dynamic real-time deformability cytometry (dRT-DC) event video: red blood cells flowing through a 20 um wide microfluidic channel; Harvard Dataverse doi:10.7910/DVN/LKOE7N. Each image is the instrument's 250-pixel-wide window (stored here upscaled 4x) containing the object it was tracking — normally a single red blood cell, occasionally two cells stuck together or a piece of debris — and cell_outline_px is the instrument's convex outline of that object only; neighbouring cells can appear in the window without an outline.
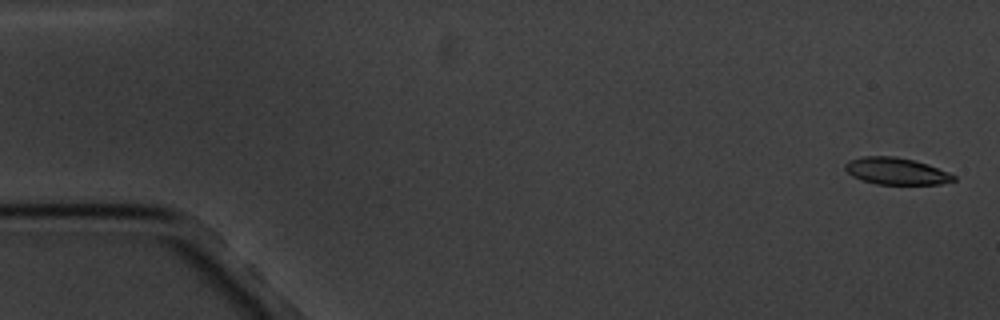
{"species": "common noctule bat (a hibernating species)", "species_latin": "Nyctalus noctula", "temperature_condition": "cold", "stored_images_in_passage": 5, "camera_frame_rate_fps": 3000, "um_per_image_px": 0.085, "animal": {"sex": "male", "body_mass_g": 20.1, "forearm_length_mm": 53.5}, "frame": {"image": 1, "passage_image": 1, "time_ms": 0.0, "image_size_px": [1000, 320], "cell_outline_px": [[956, 180], [940, 184], [876, 184], [852, 176], [844, 168], [844, 164], [848, 160], [864, 156], [896, 156], [928, 164], [948, 172], [956, 176]], "centroid_in_image_um": [76.17, 14.54], "position_along_channel_um": 8.8, "area_um2": 16.94}}
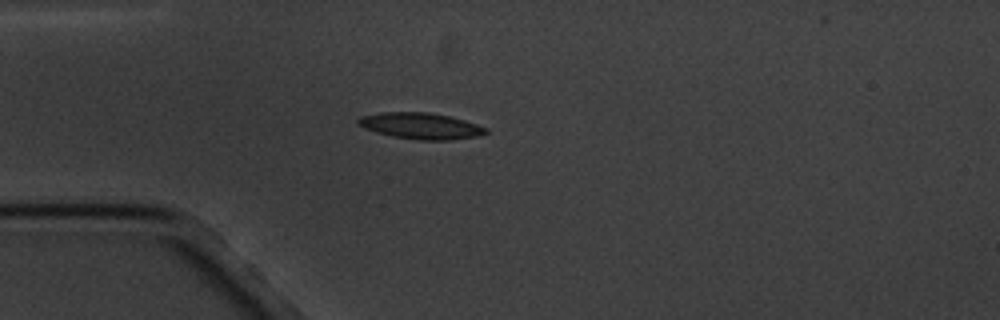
{"frame": {"image": 2, "passage_image": 5, "time_ms": 4.667, "image_size_px": [1000, 320], "cell_outline_px": [[488, 132], [476, 136], [452, 140], [420, 140], [392, 136], [376, 132], [364, 128], [356, 124], [356, 120], [360, 116], [380, 112], [428, 112], [448, 116], [464, 120], [488, 128]], "centroid_in_image_um": [35.72, 10.7], "position_along_channel_um": 49.3, "area_um2": 19.54}}